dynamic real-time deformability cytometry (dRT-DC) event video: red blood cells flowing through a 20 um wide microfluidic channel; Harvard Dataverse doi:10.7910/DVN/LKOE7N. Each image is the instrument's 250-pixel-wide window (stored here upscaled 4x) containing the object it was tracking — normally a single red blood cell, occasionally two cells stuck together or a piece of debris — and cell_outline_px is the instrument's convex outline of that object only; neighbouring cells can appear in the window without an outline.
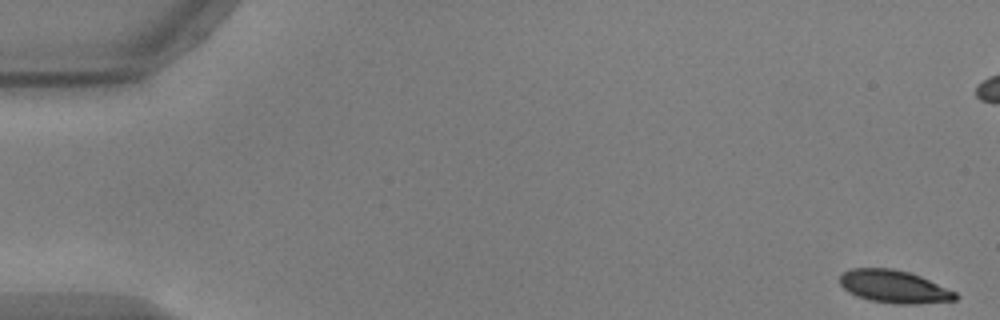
{"species": "common noctule bat (a hibernating species)", "species_latin": "Nyctalus noctula", "temperature_condition": "warm", "stored_images_in_passage": 55, "camera_frame_rate_fps": 3000, "um_per_image_px": 0.085, "animal": {"sex": "male", "body_mass_g": 17.9, "forearm_length_mm": 54.2}, "frame": {"image": 1, "passage_image": 1, "time_ms": 0.0, "image_size_px": [1000, 320], "cell_outline_px": [[960, 296], [956, 300], [916, 304], [896, 304], [868, 300], [856, 296], [848, 292], [840, 284], [840, 276], [844, 272], [852, 268], [892, 268], [908, 272], [920, 276], [956, 292]], "centroid_in_image_um": [75.99, 24.37], "position_along_channel_um": 9.0, "area_um2": 22.08}}
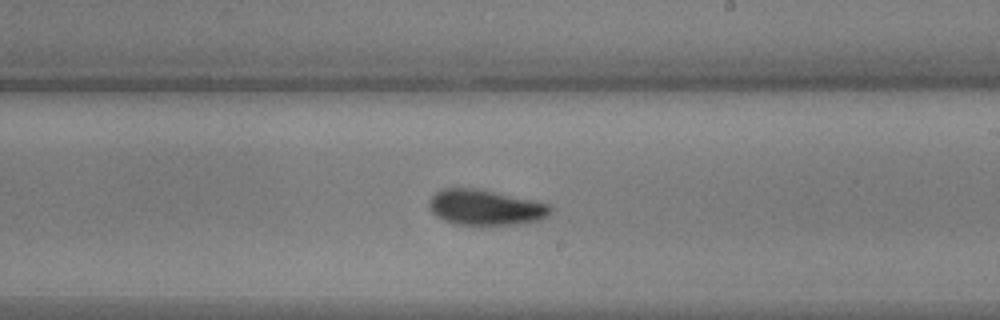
{"frame": {"image": 2, "passage_image": 32, "time_ms": 10.333, "image_size_px": [1000, 320], "cell_outline_px": [[552, 212], [548, 216], [540, 220], [520, 224], [452, 224], [436, 216], [428, 208], [428, 200], [436, 192], [444, 188], [476, 188], [536, 200], [552, 204]], "centroid_in_image_um": [41.29, 17.62], "position_along_channel_um": 247.7, "area_um2": 25.37}}
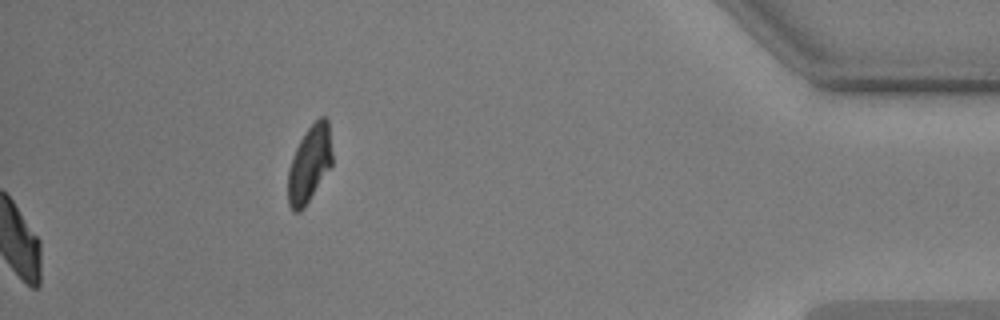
{"frame": {"image": 3, "passage_image": 55, "time_ms": 18.0, "image_size_px": [1000, 320], "cell_outline_px": [[332, 164], [304, 208], [300, 212], [292, 212], [288, 204], [288, 168], [292, 156], [300, 140], [308, 128], [320, 116], [324, 116], [328, 120], [332, 152]], "centroid_in_image_um": [26.29, 13.95], "position_along_channel_um": 408.9, "area_um2": 19.71}, "authors_computed_cell_mechanics": {"area_um2": 23.8714, "velocity_mm_per_s": 3.7142, "shape_relaxation_time_tau1_ms": 3.4037, "shape_relaxation_time_tau2_ms": 3.6123, "deformation_change_tau1": 0.1418, "deformation_change_tau2": 0.0891}}